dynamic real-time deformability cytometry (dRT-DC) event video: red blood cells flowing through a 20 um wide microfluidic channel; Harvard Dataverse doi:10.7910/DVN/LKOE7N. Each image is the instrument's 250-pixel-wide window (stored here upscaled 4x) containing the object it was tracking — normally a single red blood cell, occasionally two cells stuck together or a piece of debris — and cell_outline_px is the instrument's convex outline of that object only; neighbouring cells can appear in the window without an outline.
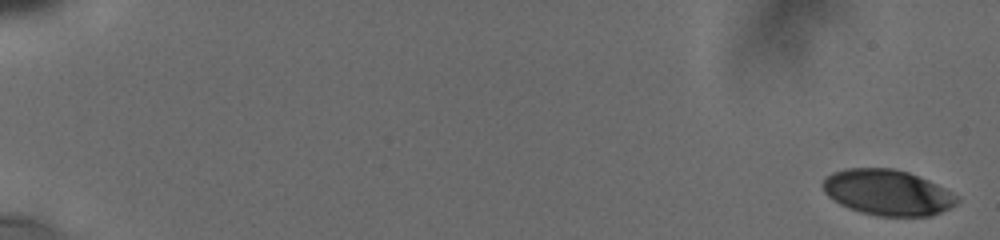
{"species": "human", "species_latin": "Homo sapiens", "temperature_condition": "cold", "stored_images_in_passage": 33, "camera_frame_rate_fps": 3000, "um_per_image_px": 0.085, "donor": {"sex": "male"}, "frame": {"image": 1, "passage_image": 1, "time_ms": 0.0, "image_size_px": [1000, 240], "cell_outline_px": [[960, 200], [956, 204], [932, 216], [876, 216], [860, 212], [848, 208], [840, 204], [828, 196], [824, 192], [820, 184], [824, 176], [832, 172], [844, 168], [892, 168], [908, 172], [928, 180], [944, 188], [956, 196]], "centroid_in_image_um": [75.38, 16.35], "position_along_channel_um": 9.6, "area_um2": 35.89}}
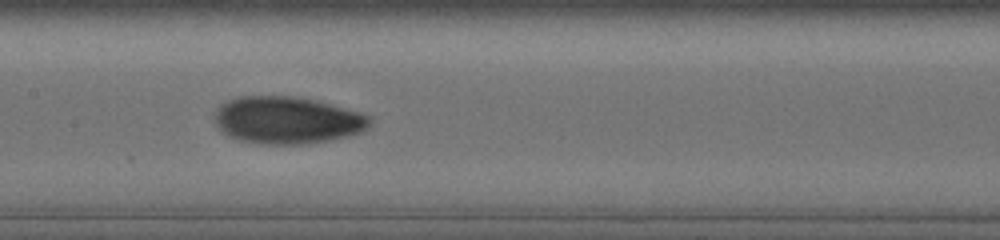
{"frame": {"image": 2, "passage_image": 19, "time_ms": 10.0, "image_size_px": [1000, 240], "cell_outline_px": [[372, 120], [360, 132], [348, 136], [332, 140], [304, 144], [264, 144], [240, 140], [228, 136], [216, 124], [216, 108], [220, 104], [236, 96], [292, 96], [316, 100], [356, 112], [368, 116]], "centroid_in_image_um": [24.36, 10.21], "position_along_channel_um": 183.0, "area_um2": 42.31}}
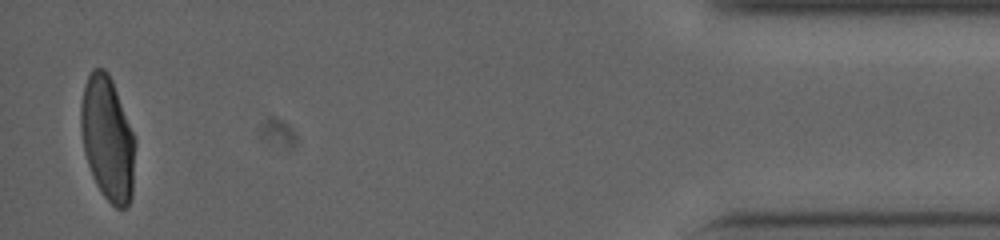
{"frame": {"image": 3, "passage_image": 33, "time_ms": 18.333, "image_size_px": [1000, 240], "cell_outline_px": [[136, 144], [132, 196], [128, 204], [124, 208], [116, 208], [100, 192], [92, 176], [88, 164], [84, 148], [80, 128], [80, 104], [84, 84], [92, 68], [104, 68], [108, 72], [112, 80], [136, 140]], "centroid_in_image_um": [9.14, 11.77], "position_along_channel_um": 426.1, "area_um2": 39.54}, "authors_computed_cell_mechanics": {"area_um2": 39.5352, "velocity_mm_per_s": 3.7734, "shape_relaxation_time_tau1_ms": 5.2585, "shape_relaxation_time_tau2_ms": 2.212, "deformation_change_tau1": 0.1981, "deformation_change_tau2": 0.0392}}